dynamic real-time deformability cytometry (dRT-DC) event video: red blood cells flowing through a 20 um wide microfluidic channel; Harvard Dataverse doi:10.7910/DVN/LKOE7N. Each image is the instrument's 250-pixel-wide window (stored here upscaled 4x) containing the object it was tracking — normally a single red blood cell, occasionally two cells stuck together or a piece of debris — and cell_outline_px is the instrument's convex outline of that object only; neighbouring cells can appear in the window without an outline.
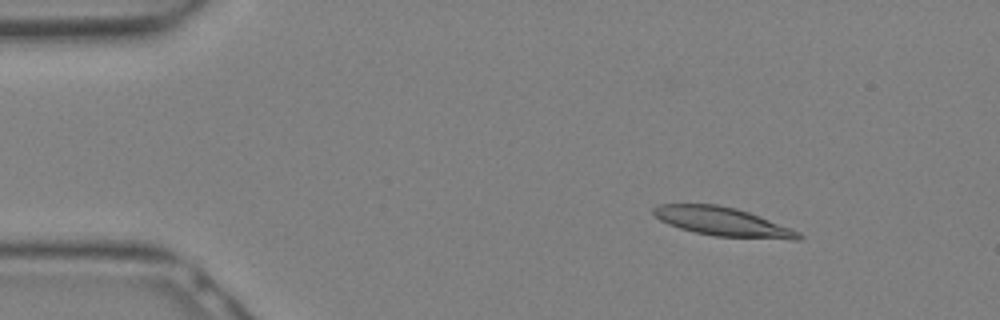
{"species": "Egyptian fruit bat (a non-hibernating species)", "species_latin": "Rousettus aegyptiacus", "temperature_condition": "warm", "stored_images_in_passage": 15, "camera_frame_rate_fps": 3000, "um_per_image_px": 0.085, "animal": {"sex": "female"}, "frame": {"image": 1, "passage_image": 3, "time_ms": 0.667, "image_size_px": [1000, 320], "cell_outline_px": [[804, 236], [800, 240], [792, 240], [716, 236], [696, 232], [680, 228], [668, 224], [660, 220], [652, 212], [652, 208], [660, 204], [716, 204], [736, 208], [760, 216], [792, 228], [800, 232]], "centroid_in_image_um": [61.48, 18.85], "position_along_channel_um": 23.5, "area_um2": 24.39}}
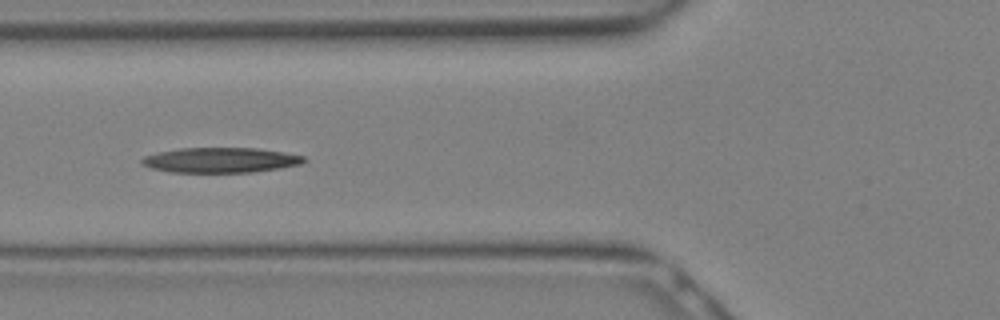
{"frame": {"image": 2, "passage_image": 10, "time_ms": 3.0, "image_size_px": [1000, 320], "cell_outline_px": [[308, 160], [300, 164], [280, 168], [252, 172], [168, 172], [152, 168], [140, 164], [140, 160], [144, 156], [160, 152], [180, 148], [256, 148], [304, 156]], "centroid_in_image_um": [18.72, 13.61], "position_along_channel_um": 107.1, "area_um2": 23.58}}
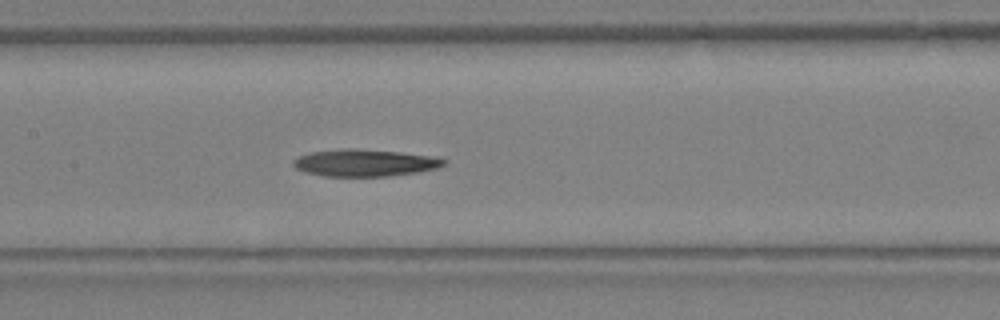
{"frame": {"image": 3, "passage_image": 13, "time_ms": 4.0, "image_size_px": [1000, 320], "cell_outline_px": [[448, 160], [440, 168], [420, 172], [388, 176], [324, 176], [304, 172], [296, 168], [292, 164], [292, 160], [296, 156], [312, 152], [340, 148], [356, 148], [400, 152], [432, 156]], "centroid_in_image_um": [31.0, 13.83], "position_along_channel_um": 176.4, "area_um2": 24.04}}